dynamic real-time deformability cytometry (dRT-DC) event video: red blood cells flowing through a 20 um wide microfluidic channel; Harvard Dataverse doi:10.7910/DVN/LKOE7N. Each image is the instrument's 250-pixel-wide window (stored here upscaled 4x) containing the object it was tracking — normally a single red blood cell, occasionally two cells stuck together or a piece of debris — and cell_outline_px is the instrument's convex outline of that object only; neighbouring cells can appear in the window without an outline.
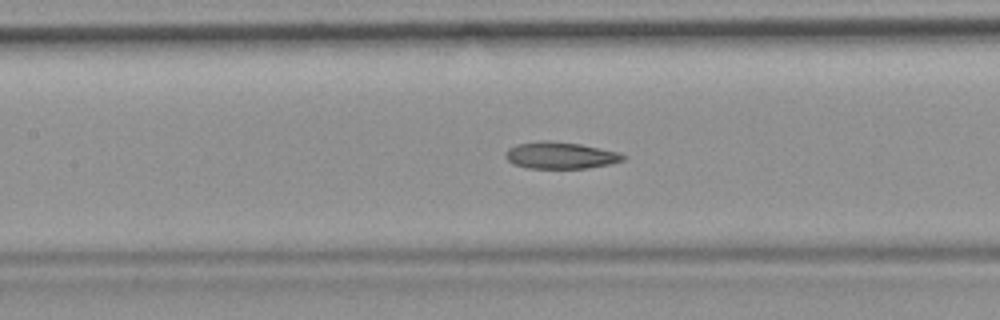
{"species": "common noctule bat (a hibernating species)", "species_latin": "Nyctalus noctula", "temperature_condition": "room temperature", "stored_images_in_passage": 36, "camera_frame_rate_fps": 3000, "um_per_image_px": 0.085, "animal": {"sex": "female", "body_mass_g": 19.9}, "frame": {"image": 1, "passage_image": 16, "time_ms": 5.0, "image_size_px": [1000, 320], "cell_outline_px": [[628, 156], [624, 160], [608, 164], [588, 168], [528, 168], [512, 164], [504, 156], [504, 152], [508, 148], [516, 144], [540, 140], [548, 140], [580, 144], [620, 152]], "centroid_in_image_um": [47.61, 13.2], "position_along_channel_um": 159.8, "area_um2": 18.55}}